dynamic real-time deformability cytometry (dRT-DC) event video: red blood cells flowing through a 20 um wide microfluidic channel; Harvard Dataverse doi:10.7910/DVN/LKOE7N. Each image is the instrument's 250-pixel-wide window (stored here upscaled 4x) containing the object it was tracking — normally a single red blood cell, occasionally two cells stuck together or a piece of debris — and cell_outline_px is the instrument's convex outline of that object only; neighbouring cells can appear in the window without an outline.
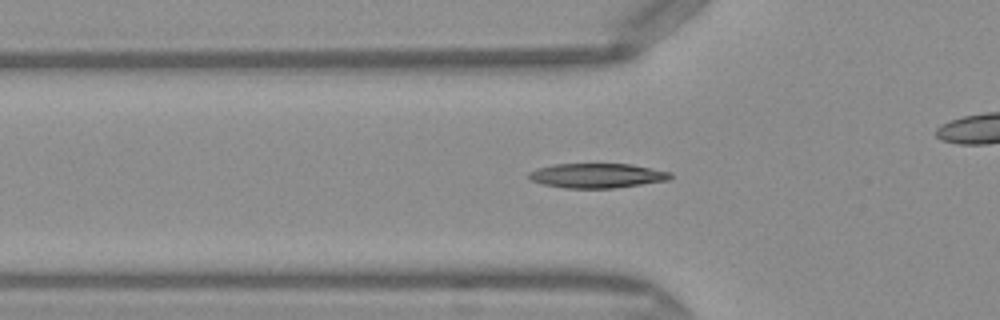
{"species": "Egyptian fruit bat (a non-hibernating species)", "species_latin": "Rousettus aegyptiacus", "temperature_condition": "warm", "stored_images_in_passage": 36, "camera_frame_rate_fps": 3000, "um_per_image_px": 0.085, "frame": {"image": 1, "passage_image": 2, "time_ms": 0.333, "image_size_px": [1000, 320], "cell_outline_px": [[672, 176], [668, 180], [612, 188], [564, 188], [544, 184], [532, 180], [528, 176], [528, 172], [536, 168], [552, 164], [632, 164], [672, 172]], "centroid_in_image_um": [50.73, 14.92], "position_along_channel_um": 75.1, "area_um2": 20.23}}
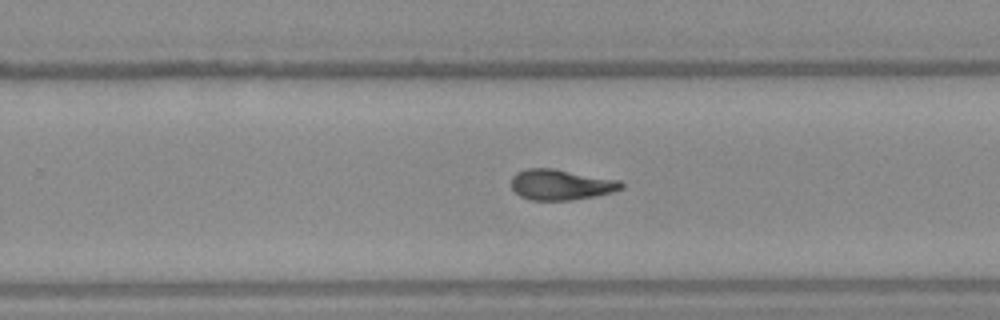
{"frame": {"image": 2, "passage_image": 17, "time_ms": 5.333, "image_size_px": [1000, 320], "cell_outline_px": [[624, 188], [612, 192], [596, 196], [568, 200], [528, 200], [520, 196], [512, 188], [512, 176], [516, 172], [528, 168], [552, 168], [620, 180], [624, 184]], "centroid_in_image_um": [47.68, 15.69], "position_along_channel_um": 282.1, "area_um2": 19.65}}
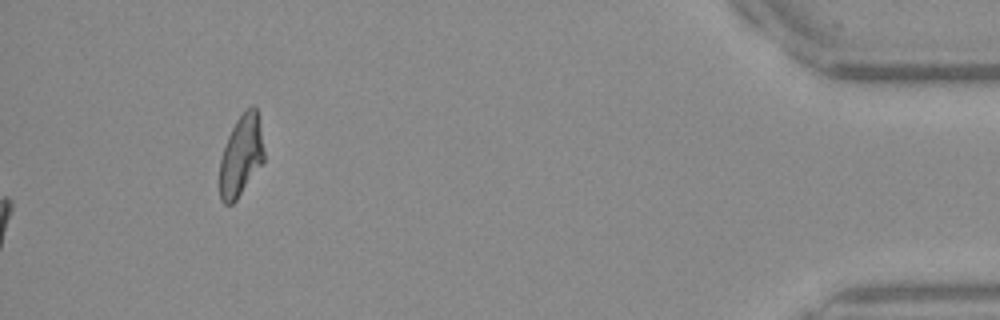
{"frame": {"image": 3, "passage_image": 36, "time_ms": 11.667, "image_size_px": [1000, 320], "cell_outline_px": [[264, 160], [236, 200], [232, 204], [224, 204], [220, 200], [220, 156], [228, 136], [236, 120], [252, 104], [256, 108], [264, 152]], "centroid_in_image_um": [20.46, 13.26], "position_along_channel_um": 414.7, "area_um2": 20.52}, "authors_computed_cell_mechanics": {"area_um2": 19.4497, "velocity_mm_per_s": 4.1184, "shape_relaxation_time_tau1_ms": 5.8692, "shape_relaxation_time_tau2_ms": 2.2666, "deformation_change_tau1": 0.2023, "deformation_change_tau2": 0.0884}}